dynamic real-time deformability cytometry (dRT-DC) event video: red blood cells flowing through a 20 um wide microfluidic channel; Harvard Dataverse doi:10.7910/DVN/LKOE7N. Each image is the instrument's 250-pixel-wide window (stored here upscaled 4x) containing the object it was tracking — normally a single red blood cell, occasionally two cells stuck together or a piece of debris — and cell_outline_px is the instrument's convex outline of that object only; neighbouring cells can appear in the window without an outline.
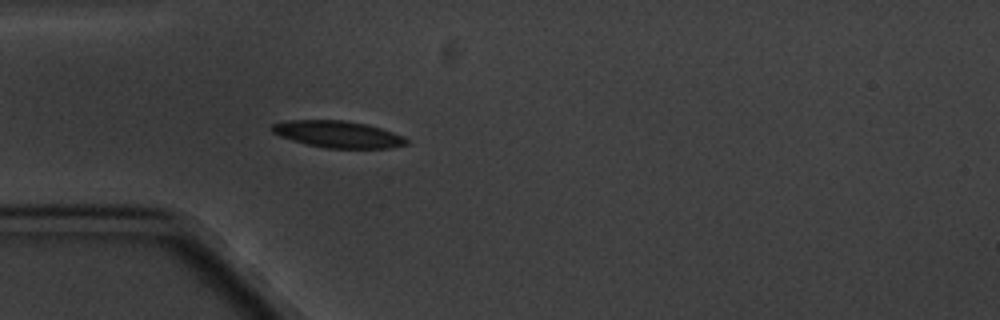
{"species": "common noctule bat (a hibernating species)", "species_latin": "Nyctalus noctula", "temperature_condition": "cold", "stored_images_in_passage": 5, "camera_frame_rate_fps": 3000, "um_per_image_px": 0.085, "animal": {"sex": "male", "body_mass_g": 20.1, "forearm_length_mm": 53.5}, "frame": {"image": 1, "passage_image": 5, "time_ms": 5.333, "image_size_px": [1000, 320], "cell_outline_px": [[408, 144], [392, 148], [328, 148], [308, 144], [292, 140], [280, 136], [272, 132], [268, 128], [272, 124], [288, 120], [344, 120], [364, 124], [380, 128], [404, 136], [408, 140]], "centroid_in_image_um": [28.71, 11.41], "position_along_channel_um": 56.3, "area_um2": 20.92}}